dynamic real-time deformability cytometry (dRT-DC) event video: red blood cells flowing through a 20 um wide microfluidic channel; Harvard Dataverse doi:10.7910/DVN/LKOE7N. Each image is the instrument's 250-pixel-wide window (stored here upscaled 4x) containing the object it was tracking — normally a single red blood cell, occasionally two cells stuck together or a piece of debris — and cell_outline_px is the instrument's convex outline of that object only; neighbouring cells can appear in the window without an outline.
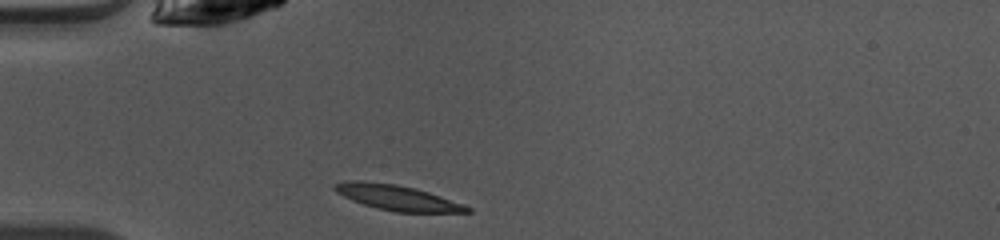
{"species": "common noctule bat (a hibernating species)", "species_latin": "Nyctalus noctula", "temperature_condition": "warm", "stored_images_in_passage": 36, "camera_frame_rate_fps": 3000, "um_per_image_px": 0.085, "animal": {"sex": "female", "body_mass_g": 10.0, "forearm_length_mm": 53.1}, "frame": {"image": 1, "passage_image": 1, "time_ms": 0.0, "image_size_px": [1000, 240], "cell_outline_px": [[472, 212], [396, 212], [376, 208], [352, 200], [336, 192], [332, 188], [332, 184], [348, 180], [364, 180], [396, 184], [416, 188], [464, 204], [472, 208]], "centroid_in_image_um": [33.73, 16.78], "position_along_channel_um": 51.3, "area_um2": 19.59}}
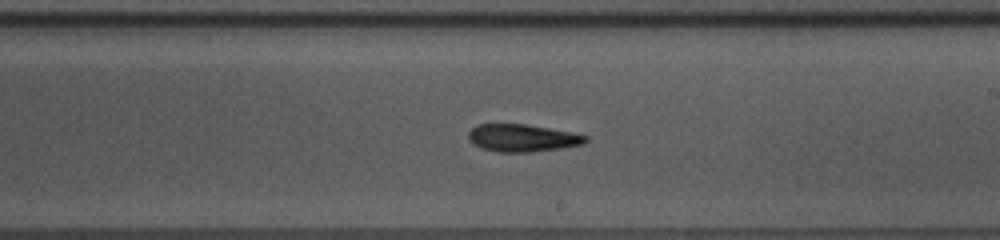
{"frame": {"image": 2, "passage_image": 16, "time_ms": 5.0, "image_size_px": [1000, 240], "cell_outline_px": [[588, 140], [584, 144], [564, 148], [532, 152], [496, 152], [480, 148], [468, 140], [468, 132], [476, 124], [524, 124], [572, 132], [588, 136]], "centroid_in_image_um": [44.4, 11.74], "position_along_channel_um": 244.6, "area_um2": 18.96}}
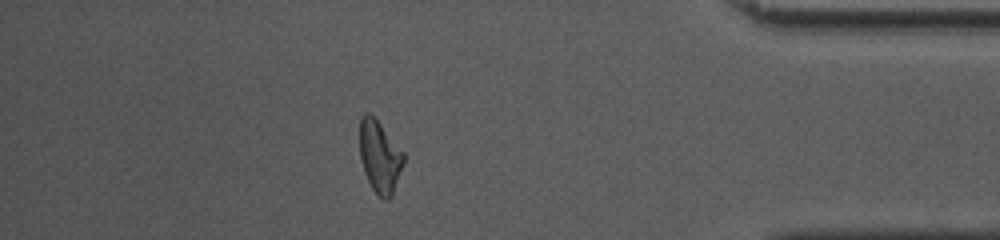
{"frame": {"image": 3, "passage_image": 30, "time_ms": 9.667, "image_size_px": [1000, 240], "cell_outline_px": [[404, 164], [392, 196], [388, 200], [384, 200], [372, 188], [364, 172], [360, 156], [360, 120], [364, 112], [368, 112], [376, 116], [404, 152]], "centroid_in_image_um": [32.29, 13.27], "position_along_channel_um": 402.9, "area_um2": 18.79}, "authors_computed_cell_mechanics": {"area_um2": 18.9584, "velocity_mm_per_s": 4.0931, "shape_relaxation_time_tau1_ms": 6.4364, "shape_relaxation_time_tau2_ms": null, "deformation_change_tau1": 0.2046, "deformation_change_tau2": null}}